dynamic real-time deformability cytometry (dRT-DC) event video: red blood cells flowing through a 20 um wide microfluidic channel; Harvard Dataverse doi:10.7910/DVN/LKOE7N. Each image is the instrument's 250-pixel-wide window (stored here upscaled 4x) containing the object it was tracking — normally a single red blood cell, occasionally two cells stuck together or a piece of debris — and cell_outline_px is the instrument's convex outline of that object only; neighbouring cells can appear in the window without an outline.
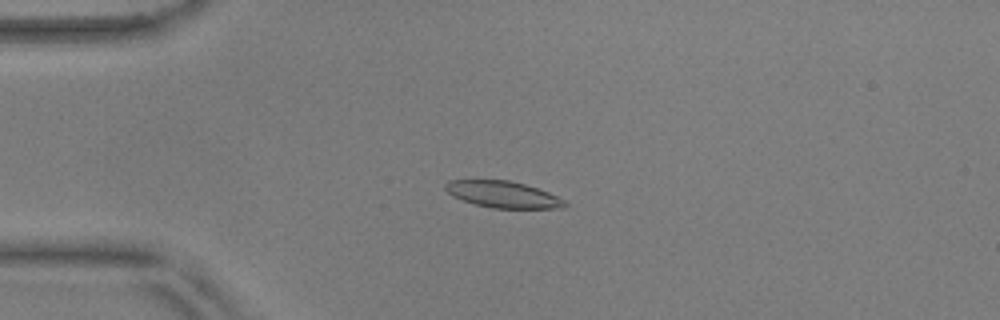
{"species": "common noctule bat (a hibernating species)", "species_latin": "Nyctalus noctula", "temperature_condition": "warm", "stored_images_in_passage": 55, "camera_frame_rate_fps": 3000, "um_per_image_px": 0.085, "animal": {"sex": "male", "body_mass_g": 17.9, "forearm_length_mm": 54.2}, "frame": {"image": 1, "passage_image": 14, "time_ms": 4.333, "image_size_px": [1000, 320], "cell_outline_px": [[568, 204], [564, 208], [492, 208], [476, 204], [452, 196], [444, 188], [444, 184], [448, 180], [508, 180], [524, 184], [548, 192], [564, 200]], "centroid_in_image_um": [42.74, 16.52], "position_along_channel_um": 42.3, "area_um2": 18.32}}
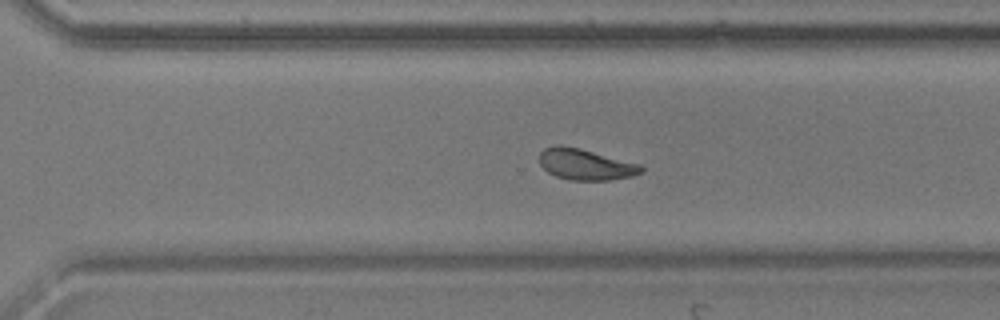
{"frame": {"image": 2, "passage_image": 39, "time_ms": 12.667, "image_size_px": [1000, 320], "cell_outline_px": [[644, 172], [632, 176], [612, 180], [568, 180], [556, 176], [548, 172], [540, 164], [540, 152], [544, 148], [556, 144], [560, 144], [580, 148], [640, 164], [644, 168]], "centroid_in_image_um": [49.77, 13.97], "position_along_channel_um": 320.8, "area_um2": 18.55}}
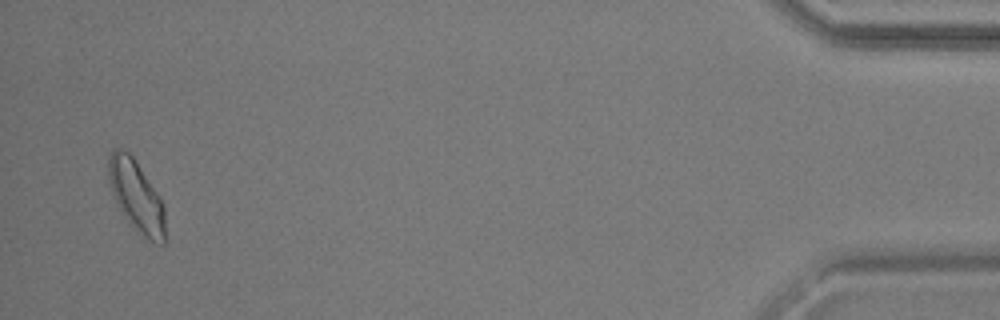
{"frame": {"image": 3, "passage_image": 54, "time_ms": 17.667, "image_size_px": [1000, 320], "cell_outline_px": [[164, 244], [160, 244], [144, 236], [120, 212], [112, 192], [108, 176], [108, 156], [112, 148], [124, 148], [132, 156], [164, 204]], "centroid_in_image_um": [11.55, 16.61], "position_along_channel_um": 423.7, "area_um2": 23.0}, "authors_computed_cell_mechanics": {"area_um2": 18.8428, "velocity_mm_per_s": 3.6393, "shape_relaxation_time_tau1_ms": 6.835, "shape_relaxation_time_tau2_ms": 4.9322, "deformation_change_tau1": 0.1866, "deformation_change_tau2": 0.1241}}